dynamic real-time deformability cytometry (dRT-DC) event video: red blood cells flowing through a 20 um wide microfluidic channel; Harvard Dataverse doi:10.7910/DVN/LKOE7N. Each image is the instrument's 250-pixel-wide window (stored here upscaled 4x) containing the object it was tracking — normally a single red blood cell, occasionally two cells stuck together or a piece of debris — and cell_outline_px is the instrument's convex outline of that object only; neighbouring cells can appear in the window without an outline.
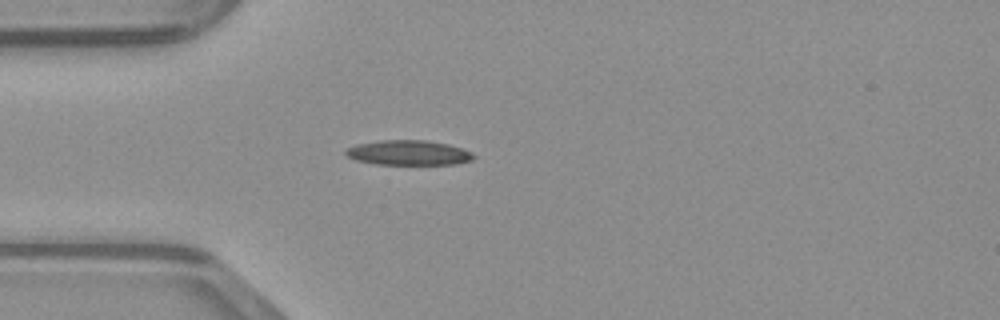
{"species": "common noctule bat (a hibernating species)", "species_latin": "Nyctalus noctula", "temperature_condition": "warm", "stored_images_in_passage": 36, "camera_frame_rate_fps": 3000, "um_per_image_px": 0.085, "animal": {"sex": "male", "body_mass_g": 23.1, "forearm_length_mm": 52.7}, "frame": {"image": 1, "passage_image": 1, "time_ms": 0.0, "image_size_px": [1000, 320], "cell_outline_px": [[476, 156], [472, 160], [456, 164], [376, 164], [356, 160], [348, 156], [344, 152], [348, 148], [356, 144], [380, 140], [424, 140], [448, 144], [472, 152]], "centroid_in_image_um": [34.73, 12.98], "position_along_channel_um": 50.3, "area_um2": 18.44}}
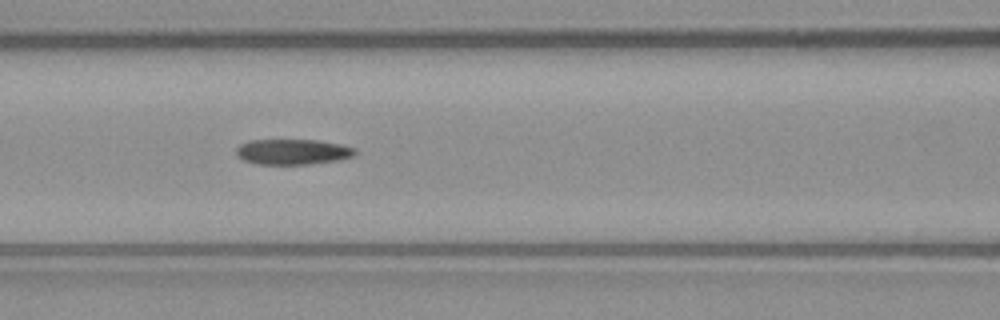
{"frame": {"image": 2, "passage_image": 8, "time_ms": 2.333, "image_size_px": [1000, 320], "cell_outline_px": [[356, 152], [352, 156], [340, 160], [308, 164], [256, 164], [244, 160], [236, 152], [236, 148], [240, 144], [248, 140], [316, 140], [340, 144], [356, 148]], "centroid_in_image_um": [24.88, 12.9], "position_along_channel_um": 141.7, "area_um2": 17.57}}
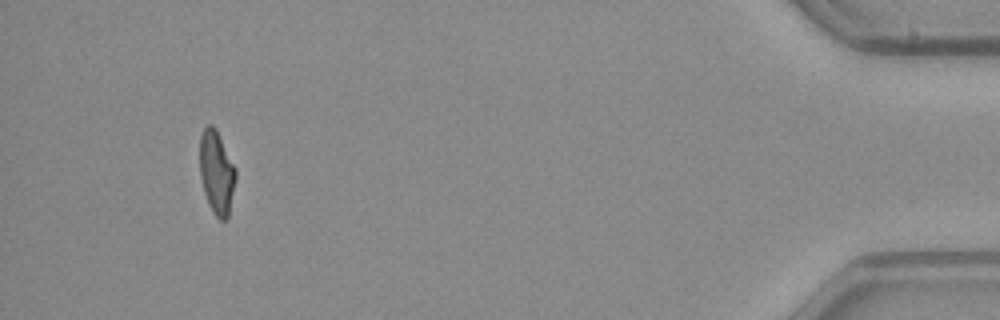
{"frame": {"image": 3, "passage_image": 33, "time_ms": 10.667, "image_size_px": [1000, 320], "cell_outline_px": [[236, 176], [228, 220], [220, 220], [212, 212], [208, 204], [204, 192], [200, 176], [200, 136], [204, 128], [208, 124], [212, 124], [216, 128], [236, 168]], "centroid_in_image_um": [18.41, 14.66], "position_along_channel_um": 416.8, "area_um2": 17.63}}